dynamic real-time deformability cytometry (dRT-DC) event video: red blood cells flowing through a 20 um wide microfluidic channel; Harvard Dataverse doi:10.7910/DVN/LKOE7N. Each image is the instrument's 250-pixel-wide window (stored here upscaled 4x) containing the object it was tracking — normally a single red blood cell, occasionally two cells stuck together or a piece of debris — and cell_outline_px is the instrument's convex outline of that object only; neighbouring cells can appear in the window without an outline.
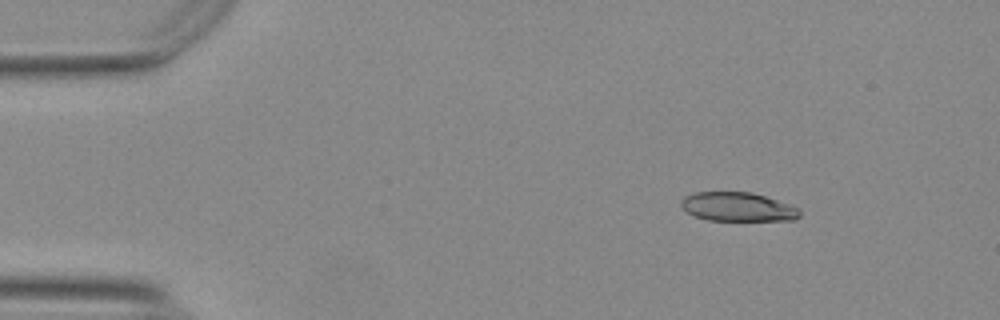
{"species": "Egyptian fruit bat (a non-hibernating species)", "species_latin": "Rousettus aegyptiacus", "temperature_condition": "warm", "stored_images_in_passage": 49, "camera_frame_rate_fps": 3000, "um_per_image_px": 0.085, "animal": {"sex": "female"}, "frame": {"image": 1, "passage_image": 2, "time_ms": 0.333, "image_size_px": [1000, 320], "cell_outline_px": [[800, 216], [796, 220], [708, 220], [696, 216], [680, 208], [680, 200], [684, 196], [696, 192], [752, 192], [800, 208]], "centroid_in_image_um": [62.69, 17.58], "position_along_channel_um": 22.3, "area_um2": 20.0}}
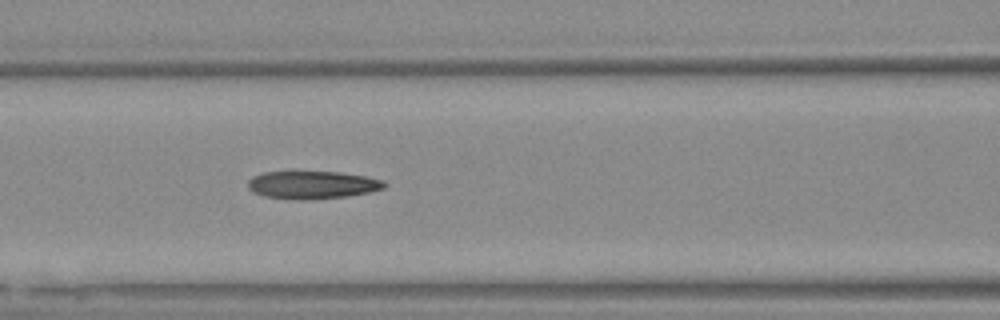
{"frame": {"image": 2, "passage_image": 18, "time_ms": 5.667, "image_size_px": [1000, 320], "cell_outline_px": [[388, 184], [384, 188], [368, 192], [348, 196], [308, 200], [292, 200], [264, 196], [252, 192], [248, 188], [248, 180], [252, 176], [264, 172], [340, 172], [364, 176], [384, 180]], "centroid_in_image_um": [26.53, 15.72], "position_along_channel_um": 140.1, "area_um2": 22.25}}
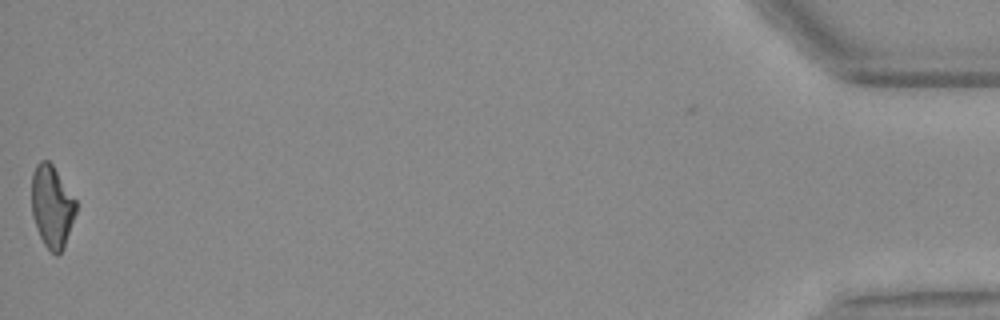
{"frame": {"image": 3, "passage_image": 49, "time_ms": 16.0, "image_size_px": [1000, 320], "cell_outline_px": [[76, 212], [64, 248], [56, 256], [44, 244], [40, 236], [32, 216], [32, 172], [36, 164], [40, 160], [48, 160], [52, 164], [76, 200]], "centroid_in_image_um": [4.41, 17.54], "position_along_channel_um": 430.8, "area_um2": 21.15}, "authors_computed_cell_mechanics": {"area_um2": 22.253, "velocity_mm_per_s": 3.7642, "shape_relaxation_time_tau1_ms": null, "shape_relaxation_time_tau2_ms": 4.1383, "deformation_change_tau1": null, "deformation_change_tau2": 0.143}}